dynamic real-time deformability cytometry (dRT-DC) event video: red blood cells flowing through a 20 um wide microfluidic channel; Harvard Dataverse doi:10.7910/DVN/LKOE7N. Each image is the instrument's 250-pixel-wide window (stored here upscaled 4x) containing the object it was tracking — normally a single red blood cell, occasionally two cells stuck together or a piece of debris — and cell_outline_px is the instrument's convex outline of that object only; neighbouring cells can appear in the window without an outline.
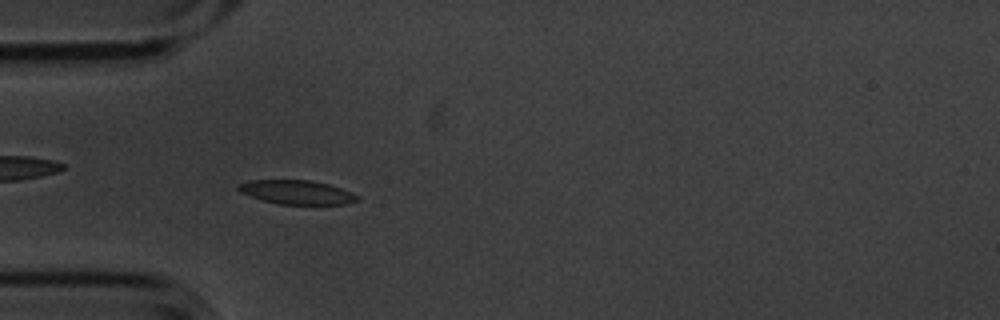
{"species": "common noctule bat (a hibernating species)", "species_latin": "Nyctalus noctula", "temperature_condition": "cold", "stored_images_in_passage": 4, "camera_frame_rate_fps": 3000, "um_per_image_px": 0.085, "animal": {"sex": "male", "body_mass_g": 20.1, "forearm_length_mm": 53.5}, "frame": {"image": 1, "passage_image": 4, "time_ms": 1.0, "image_size_px": [1000, 320], "cell_outline_px": [[360, 200], [344, 204], [280, 204], [264, 200], [240, 192], [236, 188], [236, 184], [248, 180], [308, 180], [328, 184], [352, 192], [360, 196]], "centroid_in_image_um": [25.23, 16.33], "position_along_channel_um": 59.8, "area_um2": 16.59}}